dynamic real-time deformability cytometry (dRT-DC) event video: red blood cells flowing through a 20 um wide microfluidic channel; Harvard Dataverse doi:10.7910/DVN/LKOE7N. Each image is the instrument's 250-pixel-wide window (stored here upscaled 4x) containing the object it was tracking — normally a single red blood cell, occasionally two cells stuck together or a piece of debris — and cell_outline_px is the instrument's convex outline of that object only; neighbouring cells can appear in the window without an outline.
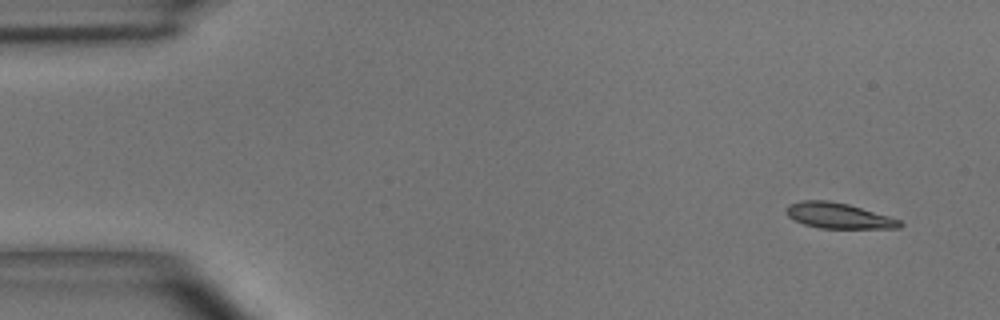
{"species": "common noctule bat (a hibernating species)", "species_latin": "Nyctalus noctula", "temperature_condition": "room temperature", "stored_images_in_passage": 4, "camera_frame_rate_fps": 3000, "um_per_image_px": 0.085, "animal": {"sex": "male", "body_mass_g": 15.6}, "frame": {"image": 1, "passage_image": 1, "time_ms": 0.0, "image_size_px": [1000, 320], "cell_outline_px": [[904, 224], [900, 228], [820, 228], [804, 224], [788, 216], [784, 208], [788, 204], [804, 200], [828, 200], [848, 204], [888, 216], [900, 220]], "centroid_in_image_um": [71.25, 18.33], "position_along_channel_um": 13.7, "area_um2": 16.82}}
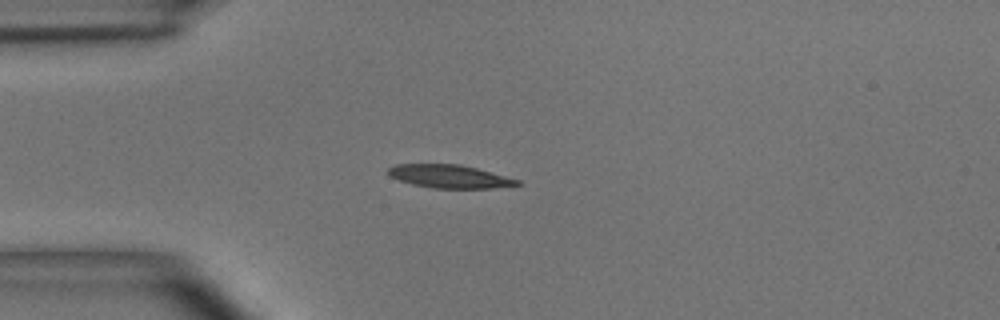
{"frame": {"image": 2, "passage_image": 4, "time_ms": 3.333, "image_size_px": [1000, 320], "cell_outline_px": [[524, 184], [492, 188], [432, 188], [412, 184], [388, 176], [388, 168], [396, 164], [460, 164], [476, 168], [520, 180]], "centroid_in_image_um": [38.21, 14.99], "position_along_channel_um": 46.8, "area_um2": 17.4}}